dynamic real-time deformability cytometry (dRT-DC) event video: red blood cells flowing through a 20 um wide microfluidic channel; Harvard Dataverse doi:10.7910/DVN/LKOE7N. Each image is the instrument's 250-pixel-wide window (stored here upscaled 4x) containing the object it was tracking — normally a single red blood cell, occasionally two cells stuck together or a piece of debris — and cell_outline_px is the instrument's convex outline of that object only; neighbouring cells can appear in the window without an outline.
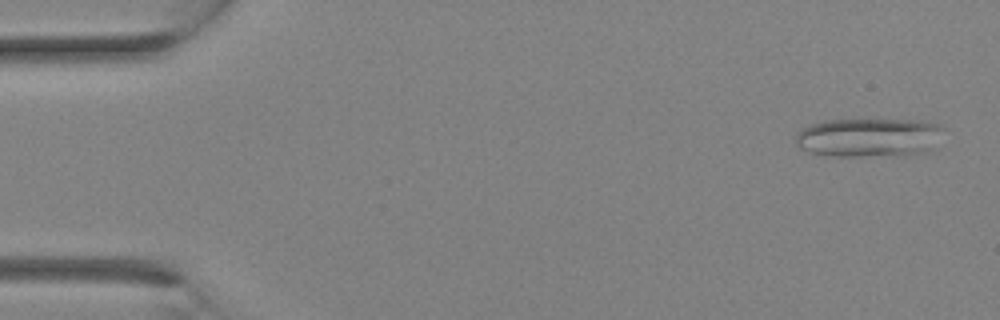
{"species": "Egyptian fruit bat (a non-hibernating species)", "species_latin": "Rousettus aegyptiacus", "temperature_condition": "room temperature", "stored_images_in_passage": 10, "camera_frame_rate_fps": 3000, "um_per_image_px": 0.085, "animal": {"sex": "female"}, "frame": {"image": 1, "passage_image": 1, "time_ms": 0.0, "image_size_px": [1000, 320], "cell_outline_px": [[944, 128], [928, 152], [860, 156], [836, 156], [808, 152], [800, 148], [796, 144], [796, 132], [808, 124], [824, 120], [920, 120], [940, 124]], "centroid_in_image_um": [73.78, 11.66], "position_along_channel_um": 11.2, "area_um2": 33.23}}